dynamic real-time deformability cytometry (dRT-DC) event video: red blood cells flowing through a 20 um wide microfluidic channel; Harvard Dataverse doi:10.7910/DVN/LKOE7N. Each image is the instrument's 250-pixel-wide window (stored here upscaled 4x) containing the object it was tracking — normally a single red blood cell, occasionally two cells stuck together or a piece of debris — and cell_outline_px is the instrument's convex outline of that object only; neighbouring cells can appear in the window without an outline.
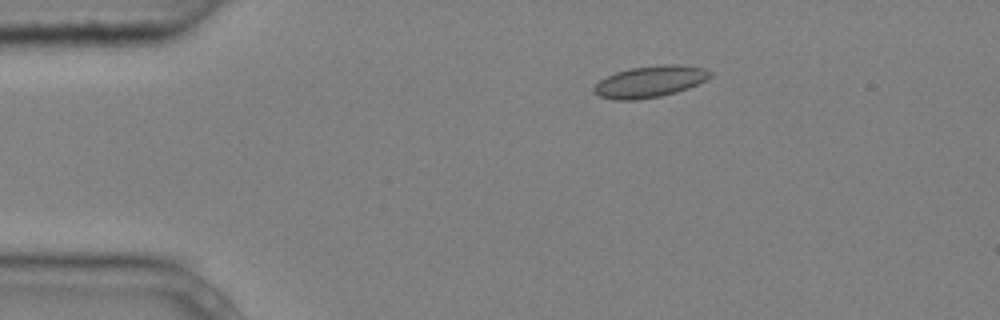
{"species": "common noctule bat (a hibernating species)", "species_latin": "Nyctalus noctula", "temperature_condition": "cold", "stored_images_in_passage": 6, "camera_frame_rate_fps": 3000, "um_per_image_px": 0.085, "animal": {"sex": "male", "body_mass_g": 20.4}, "frame": {"image": 1, "passage_image": 3, "time_ms": 0.667, "image_size_px": [1000, 320], "cell_outline_px": [[712, 76], [688, 88], [676, 92], [660, 96], [636, 100], [612, 100], [600, 96], [592, 92], [592, 88], [600, 80], [616, 72], [632, 68], [664, 64], [676, 64], [704, 68], [712, 72]], "centroid_in_image_um": [55.22, 6.94], "position_along_channel_um": 29.8, "area_um2": 21.21}}
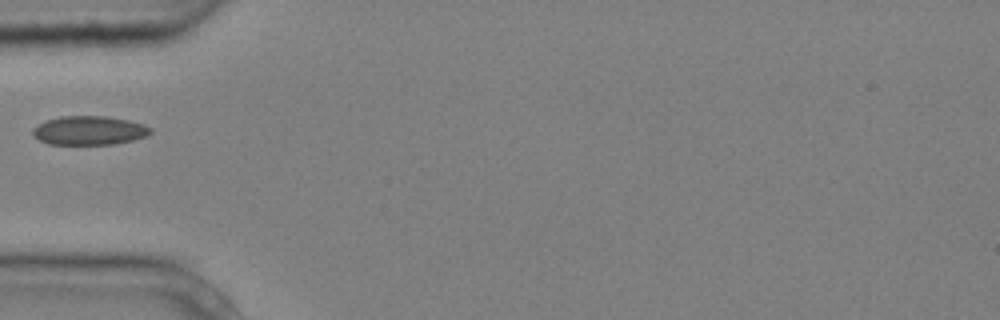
{"frame": {"image": 2, "passage_image": 5, "time_ms": 1.333, "image_size_px": [1000, 320], "cell_outline_px": [[152, 132], [144, 136], [132, 140], [112, 144], [48, 144], [32, 136], [32, 128], [48, 120], [60, 116], [108, 116], [128, 120], [144, 124], [152, 128]], "centroid_in_image_um": [7.57, 11.08], "position_along_channel_um": 77.4, "area_um2": 19.77}}
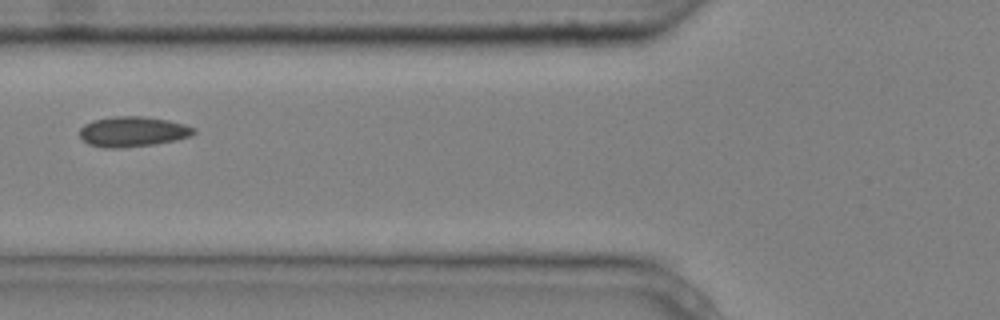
{"frame": {"image": 3, "passage_image": 6, "time_ms": 1.667, "image_size_px": [1000, 320], "cell_outline_px": [[196, 132], [192, 136], [176, 140], [156, 144], [120, 148], [108, 148], [88, 144], [80, 136], [80, 128], [84, 124], [92, 120], [112, 116], [140, 116], [168, 120], [184, 124], [196, 128]], "centroid_in_image_um": [11.3, 11.18], "position_along_channel_um": 114.5, "area_um2": 20.23}}